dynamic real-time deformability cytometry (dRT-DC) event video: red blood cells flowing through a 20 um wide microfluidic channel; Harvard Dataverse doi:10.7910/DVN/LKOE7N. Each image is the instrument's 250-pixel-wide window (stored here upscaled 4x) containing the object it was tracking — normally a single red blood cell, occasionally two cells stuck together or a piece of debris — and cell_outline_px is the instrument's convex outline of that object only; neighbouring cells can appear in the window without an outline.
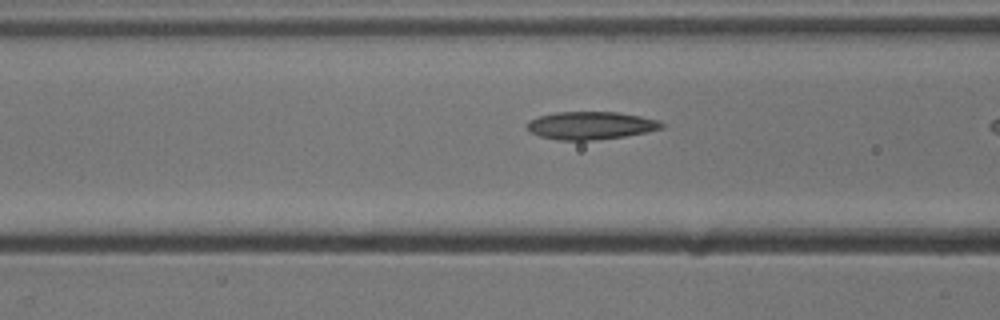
{"species": "common noctule bat (a hibernating species)", "species_latin": "Nyctalus noctula", "temperature_condition": "cold", "stored_images_in_passage": 10, "camera_frame_rate_fps": 3000, "um_per_image_px": 0.085, "animal": {"sex": "male", "body_mass_g": 13.3}, "frame": {"image": 1, "passage_image": 9, "time_ms": 2.667, "image_size_px": [1000, 320], "cell_outline_px": [[664, 128], [648, 132], [624, 136], [592, 140], [556, 140], [540, 136], [528, 132], [524, 124], [528, 120], [540, 116], [556, 112], [616, 112], [640, 116], [660, 120], [664, 124]], "centroid_in_image_um": [50.18, 10.67], "position_along_channel_um": 116.4, "area_um2": 22.02}}